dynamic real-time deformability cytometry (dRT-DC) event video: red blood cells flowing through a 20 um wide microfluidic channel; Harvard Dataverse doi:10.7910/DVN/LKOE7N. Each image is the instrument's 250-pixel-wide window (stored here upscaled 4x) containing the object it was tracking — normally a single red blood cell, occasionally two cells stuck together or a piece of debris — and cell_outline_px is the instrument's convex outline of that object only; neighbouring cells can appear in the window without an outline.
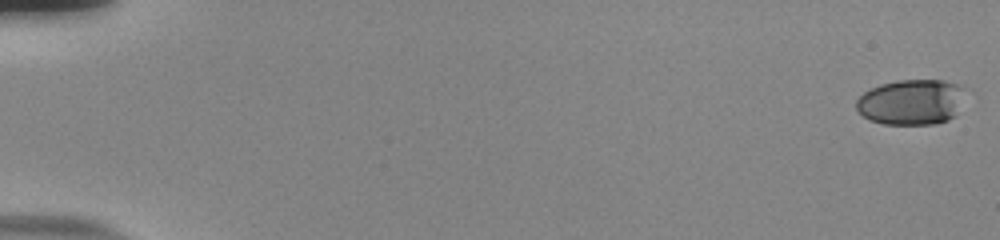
{"species": "human", "species_latin": "Homo sapiens", "temperature_condition": "room temperature", "stored_images_in_passage": 55, "camera_frame_rate_fps": 3000, "um_per_image_px": 0.085, "donor": {"sex": "male"}, "frame": {"image": 1, "passage_image": 1, "time_ms": 0.0, "image_size_px": [1000, 240], "cell_outline_px": [[960, 88], [956, 116], [948, 120], [936, 124], [884, 124], [868, 120], [856, 108], [856, 100], [868, 88], [880, 84], [896, 80], [944, 80], [956, 84]], "centroid_in_image_um": [77.36, 8.68], "position_along_channel_um": 7.6, "area_um2": 28.5}}
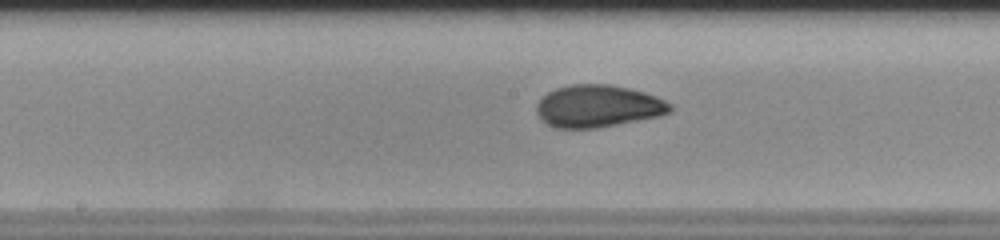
{"frame": {"image": 2, "passage_image": 30, "time_ms": 9.667, "image_size_px": [1000, 240], "cell_outline_px": [[672, 112], [660, 116], [596, 128], [556, 128], [540, 120], [536, 112], [536, 104], [548, 92], [556, 88], [572, 84], [608, 84], [628, 88], [644, 92], [656, 96], [672, 104]], "centroid_in_image_um": [50.83, 9.03], "position_along_channel_um": 197.4, "area_um2": 32.95}}
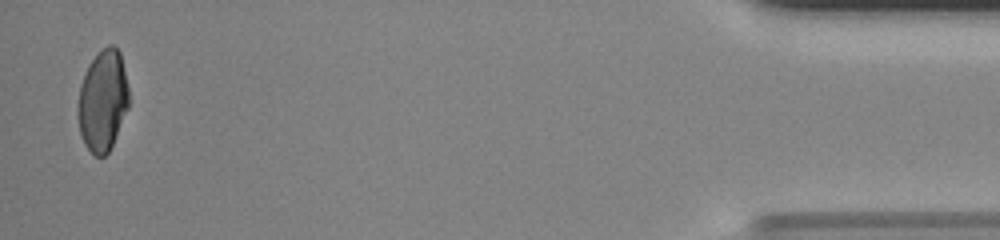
{"frame": {"image": 3, "passage_image": 54, "time_ms": 17.667, "image_size_px": [1000, 240], "cell_outline_px": [[128, 108], [112, 144], [108, 152], [104, 156], [96, 156], [84, 144], [80, 136], [76, 112], [76, 108], [80, 84], [88, 64], [108, 44], [112, 44], [120, 52], [124, 68], [128, 88]], "centroid_in_image_um": [8.7, 8.56], "position_along_channel_um": 426.5, "area_um2": 30.06}, "authors_computed_cell_mechanics": {"area_um2": 31.4432, "velocity_mm_per_s": 3.8217, "shape_relaxation_time_tau1_ms": 6.1189, "shape_relaxation_time_tau2_ms": 1.3447, "deformation_change_tau1": 0.1896, "deformation_change_tau2": 0.0588}}